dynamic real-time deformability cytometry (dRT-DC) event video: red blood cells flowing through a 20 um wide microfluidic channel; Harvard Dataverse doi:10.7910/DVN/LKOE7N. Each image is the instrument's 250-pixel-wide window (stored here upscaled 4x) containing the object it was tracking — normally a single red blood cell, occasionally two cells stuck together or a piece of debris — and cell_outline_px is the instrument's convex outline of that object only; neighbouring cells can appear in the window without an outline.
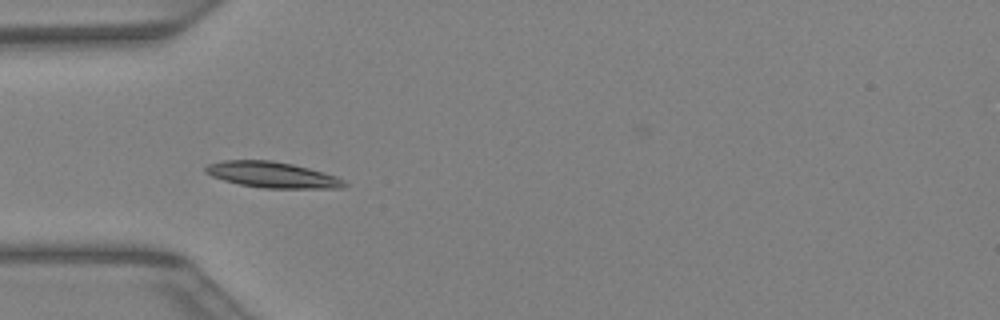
{"species": "Egyptian fruit bat (a non-hibernating species)", "species_latin": "Rousettus aegyptiacus", "temperature_condition": "warm", "stored_images_in_passage": 4, "camera_frame_rate_fps": 3000, "um_per_image_px": 0.085, "animal": {"sex": "female"}, "frame": {"image": 1, "passage_image": 2, "time_ms": 0.333, "image_size_px": [1000, 320], "cell_outline_px": [[348, 184], [344, 188], [264, 188], [240, 184], [224, 180], [212, 176], [204, 172], [204, 168], [208, 164], [224, 160], [272, 160], [292, 164], [324, 172], [336, 176], [344, 180]], "centroid_in_image_um": [23.16, 14.85], "position_along_channel_um": 61.8, "area_um2": 20.92}}